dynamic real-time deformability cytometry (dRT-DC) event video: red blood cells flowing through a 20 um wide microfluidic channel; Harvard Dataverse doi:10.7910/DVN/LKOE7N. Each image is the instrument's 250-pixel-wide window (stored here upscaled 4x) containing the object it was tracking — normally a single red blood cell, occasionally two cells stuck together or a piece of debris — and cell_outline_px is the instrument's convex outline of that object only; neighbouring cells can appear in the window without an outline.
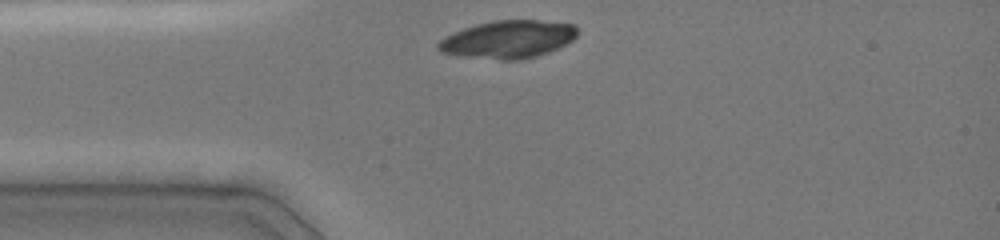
{"species": "common noctule bat (a hibernating species)", "species_latin": "Nyctalus noctula", "temperature_condition": "cold", "stored_images_in_passage": 35, "camera_frame_rate_fps": 3000, "um_per_image_px": 0.085, "animal": {"sex": "female", "body_mass_g": 19.0, "forearm_length_mm": 51.5}, "frame": {"image": 1, "passage_image": 1, "time_ms": 0.0, "image_size_px": [1000, 240], "cell_outline_px": [[576, 36], [572, 40], [548, 52], [536, 56], [520, 60], [500, 60], [464, 56], [440, 52], [436, 48], [436, 44], [444, 36], [464, 28], [476, 24], [496, 20], [536, 20], [572, 24], [576, 28]], "centroid_in_image_um": [43.13, 3.35], "position_along_channel_um": 41.9, "area_um2": 30.4}}
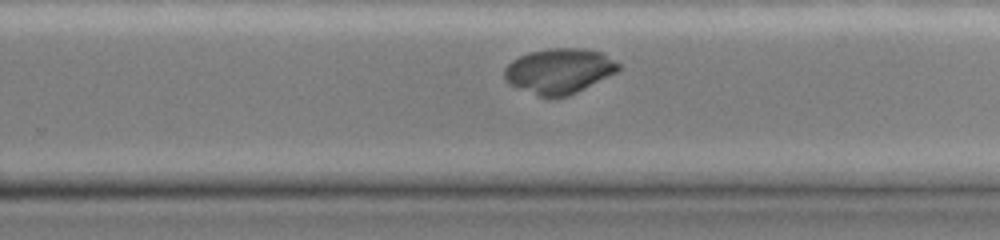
{"frame": {"image": 2, "passage_image": 27, "time_ms": 6.333, "image_size_px": [1000, 240], "cell_outline_px": [[620, 68], [616, 72], [568, 96], [540, 96], [508, 84], [504, 80], [504, 68], [512, 60], [528, 52], [548, 48], [584, 48], [604, 52], [620, 64]], "centroid_in_image_um": [47.52, 6.0], "position_along_channel_um": 282.3, "area_um2": 29.94}}
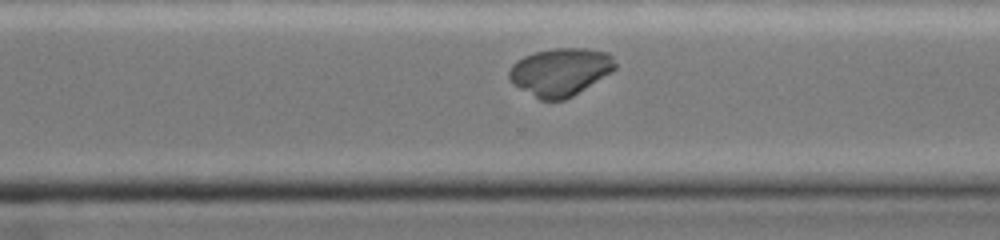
{"frame": {"image": 3, "passage_image": 31, "time_ms": 7.333, "image_size_px": [1000, 240], "cell_outline_px": [[616, 68], [612, 72], [572, 96], [564, 100], [540, 100], [512, 84], [508, 76], [508, 72], [512, 64], [524, 56], [536, 52], [552, 48], [588, 48], [608, 52], [612, 56], [616, 64]], "centroid_in_image_um": [47.62, 6.1], "position_along_channel_um": 323.0, "area_um2": 29.59}}